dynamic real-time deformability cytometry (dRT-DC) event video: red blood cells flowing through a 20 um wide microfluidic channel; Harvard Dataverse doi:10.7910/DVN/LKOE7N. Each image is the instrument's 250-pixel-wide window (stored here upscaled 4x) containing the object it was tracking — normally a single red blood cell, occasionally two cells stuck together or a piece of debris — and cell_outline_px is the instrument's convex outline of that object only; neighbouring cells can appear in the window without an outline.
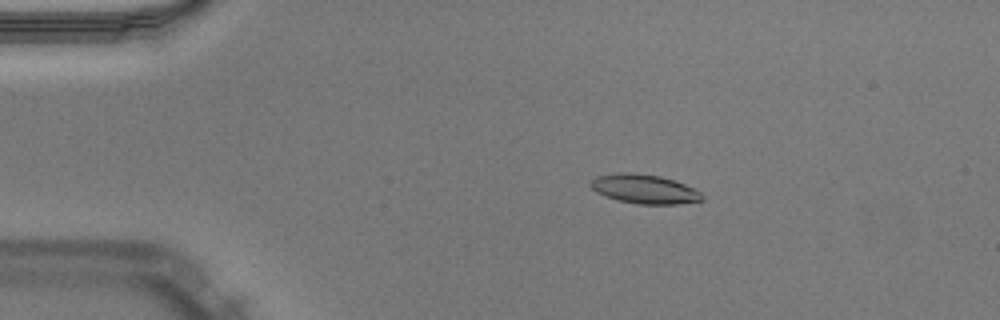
{"species": "Egyptian fruit bat (a non-hibernating species)", "species_latin": "Rousettus aegyptiacus", "temperature_condition": "warm", "stored_images_in_passage": 51, "camera_frame_rate_fps": 3000, "um_per_image_px": 0.085, "animal": {"sex": "male"}, "frame": {"image": 1, "passage_image": 10, "time_ms": 3.0, "image_size_px": [1000, 320], "cell_outline_px": [[704, 200], [676, 204], [640, 204], [616, 200], [604, 196], [596, 192], [588, 184], [596, 176], [620, 172], [632, 172], [660, 176], [684, 184], [700, 192], [704, 196]], "centroid_in_image_um": [54.74, 16.07], "position_along_channel_um": 30.3, "area_um2": 18.96}}
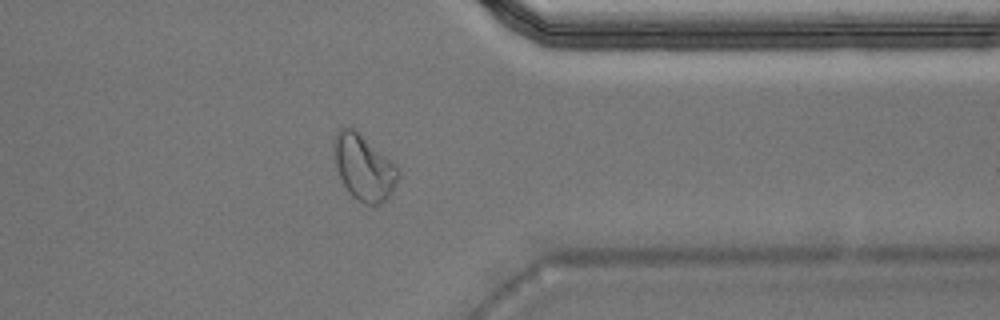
{"frame": {"image": 2, "passage_image": 41, "time_ms": 13.333, "image_size_px": [1000, 320], "cell_outline_px": [[400, 176], [392, 192], [376, 208], [364, 204], [356, 200], [348, 192], [340, 180], [332, 160], [332, 140], [336, 132], [340, 128], [348, 124], [392, 160], [400, 168]], "centroid_in_image_um": [30.88, 14.23], "position_along_channel_um": 380.5, "area_um2": 25.61}}
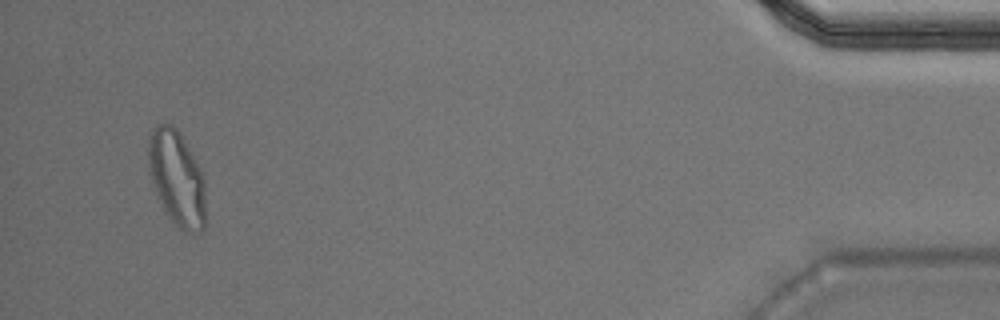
{"frame": {"image": 3, "passage_image": 49, "time_ms": 16.0, "image_size_px": [1000, 320], "cell_outline_px": [[204, 228], [200, 232], [192, 236], [180, 228], [172, 220], [164, 208], [152, 180], [148, 168], [148, 140], [156, 124], [172, 124], [176, 128], [192, 156], [204, 180]], "centroid_in_image_um": [15.02, 15.17], "position_along_channel_um": 420.2, "area_um2": 30.87}, "authors_computed_cell_mechanics": {"area_um2": 19.3052, "velocity_mm_per_s": 3.9862, "shape_relaxation_time_tau1_ms": 4.4628, "shape_relaxation_time_tau2_ms": 1.6722, "deformation_change_tau1": 0.2048, "deformation_change_tau2": 0.0543}}